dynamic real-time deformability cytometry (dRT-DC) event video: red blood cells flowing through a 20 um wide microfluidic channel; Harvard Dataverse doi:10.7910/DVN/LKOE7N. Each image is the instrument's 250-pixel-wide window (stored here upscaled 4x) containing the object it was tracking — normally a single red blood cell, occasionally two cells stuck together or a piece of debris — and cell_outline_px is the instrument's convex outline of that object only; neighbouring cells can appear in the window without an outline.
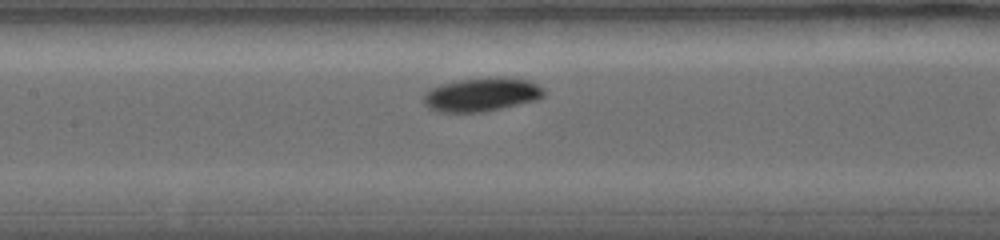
{"species": "common noctule bat (a hibernating species)", "species_latin": "Nyctalus noctula", "temperature_condition": "warm", "stored_images_in_passage": 14, "camera_frame_rate_fps": 5000, "um_per_image_px": 0.085, "animal": {"sex": "female", "body_mass_g": 19.0, "forearm_length_mm": 56.7}, "frame": {"image": 1, "passage_image": 5, "time_ms": 3.6, "image_size_px": [1000, 240], "cell_outline_px": [[544, 96], [536, 100], [484, 112], [436, 112], [428, 108], [424, 104], [424, 92], [432, 88], [444, 84], [460, 80], [496, 76], [528, 80], [544, 88]], "centroid_in_image_um": [40.93, 8.04], "position_along_channel_um": 166.5, "area_um2": 23.58}, "authors_computed_cell_mechanics": {"area_um2": 22.6865, "velocity_mm_per_s": 3.5041, "shape_relaxation_time_tau1_ms": 1.1593, "shape_relaxation_time_tau2_ms": null, "deformation_change_tau1": 0.081, "deformation_change_tau2": null}}